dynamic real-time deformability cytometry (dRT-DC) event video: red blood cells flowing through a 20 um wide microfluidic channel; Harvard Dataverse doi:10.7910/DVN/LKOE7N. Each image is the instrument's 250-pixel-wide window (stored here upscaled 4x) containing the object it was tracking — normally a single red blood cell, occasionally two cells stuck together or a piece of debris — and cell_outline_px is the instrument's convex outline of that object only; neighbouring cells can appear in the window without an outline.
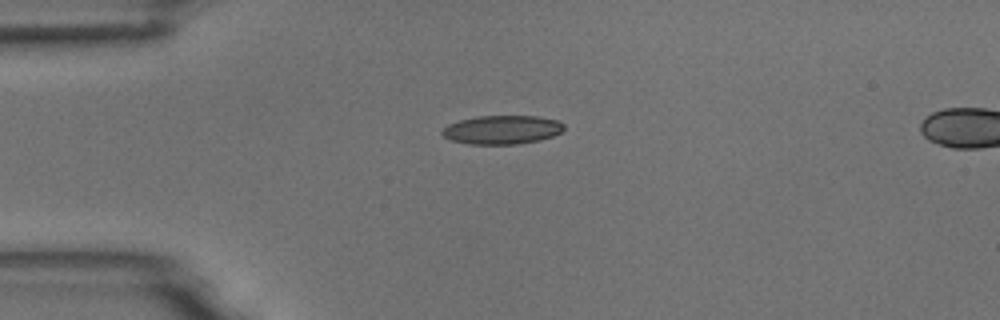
{"species": "common noctule bat (a hibernating species)", "species_latin": "Nyctalus noctula", "temperature_condition": "room temperature", "stored_images_in_passage": 3, "segment_of_instrument_passage": [1, 2], "camera_frame_rate_fps": 3000, "um_per_image_px": 0.085, "animal": {"sex": "male", "body_mass_g": 18.8}, "frame": {"image": 1, "passage_image": 1, "time_ms": 0.0, "image_size_px": [1000, 320], "cell_outline_px": [[564, 128], [560, 132], [552, 136], [540, 140], [516, 144], [468, 144], [452, 140], [444, 136], [440, 132], [448, 124], [460, 120], [476, 116], [536, 116], [556, 120], [564, 124]], "centroid_in_image_um": [42.66, 11.03], "position_along_channel_um": 42.3, "area_um2": 20.29}}